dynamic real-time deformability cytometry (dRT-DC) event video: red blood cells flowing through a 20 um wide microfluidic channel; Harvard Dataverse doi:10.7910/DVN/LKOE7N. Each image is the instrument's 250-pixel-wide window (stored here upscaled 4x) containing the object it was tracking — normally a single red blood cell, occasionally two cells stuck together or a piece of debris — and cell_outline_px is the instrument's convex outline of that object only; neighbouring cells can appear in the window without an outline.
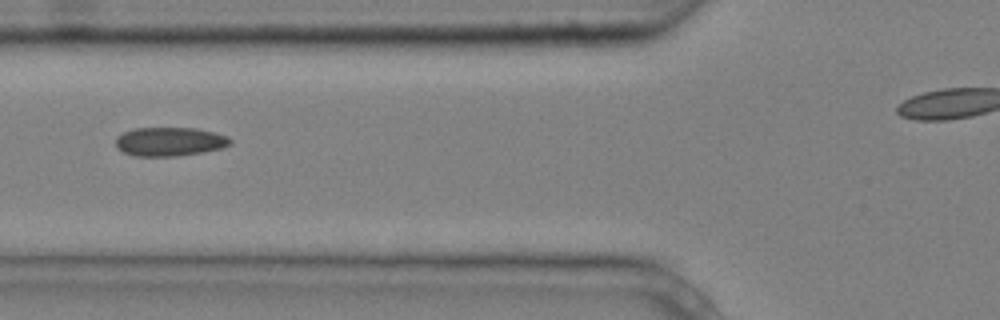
{"species": "common noctule bat (a hibernating species)", "species_latin": "Nyctalus noctula", "temperature_condition": "cold", "stored_images_in_passage": 13, "camera_frame_rate_fps": 3000, "um_per_image_px": 0.085, "animal": {"sex": "male", "body_mass_g": 20.4}, "frame": {"image": 1, "passage_image": 6, "time_ms": 1.667, "image_size_px": [1000, 320], "cell_outline_px": [[232, 144], [224, 148], [204, 152], [180, 156], [136, 156], [124, 152], [116, 148], [116, 136], [124, 132], [136, 128], [196, 128], [228, 136], [232, 140]], "centroid_in_image_um": [14.45, 12.04], "position_along_channel_um": 111.3, "area_um2": 19.42}}
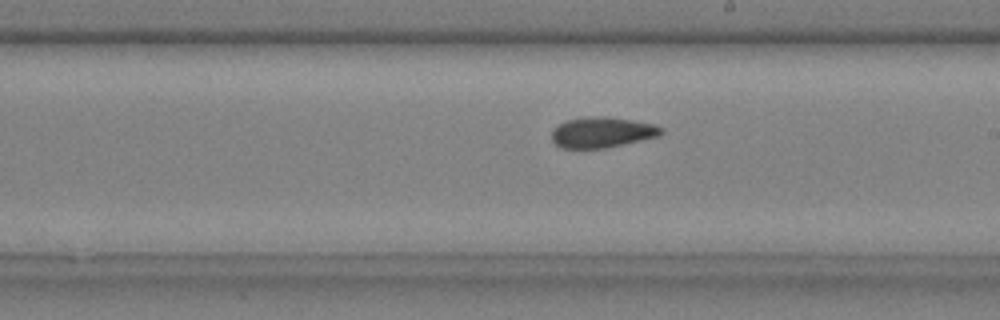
{"frame": {"image": 2, "passage_image": 10, "time_ms": 3.0, "image_size_px": [1000, 320], "cell_outline_px": [[664, 132], [660, 136], [604, 148], [560, 148], [552, 140], [552, 132], [560, 124], [568, 120], [592, 116], [632, 120], [652, 124], [664, 128]], "centroid_in_image_um": [51.2, 11.26], "position_along_channel_um": 237.8, "area_um2": 19.13}}
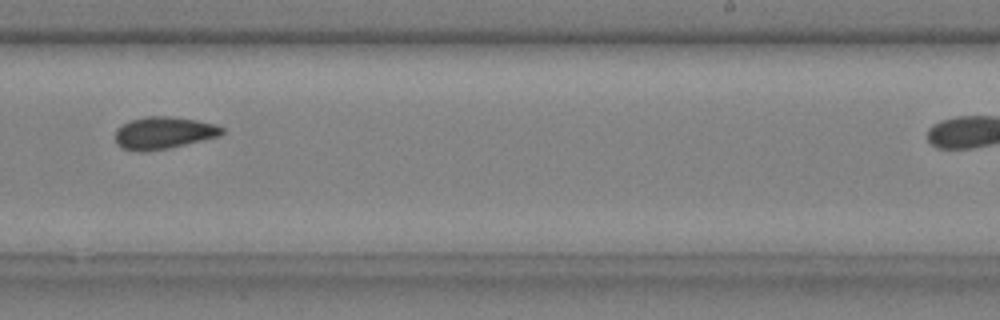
{"frame": {"image": 3, "passage_image": 11, "time_ms": 3.333, "image_size_px": [1000, 320], "cell_outline_px": [[224, 132], [220, 136], [168, 148], [144, 152], [136, 152], [120, 148], [116, 144], [116, 128], [120, 124], [128, 120], [144, 116], [168, 116], [196, 120], [216, 124], [224, 128]], "centroid_in_image_um": [13.86, 11.29], "position_along_channel_um": 275.1, "area_um2": 20.35}}